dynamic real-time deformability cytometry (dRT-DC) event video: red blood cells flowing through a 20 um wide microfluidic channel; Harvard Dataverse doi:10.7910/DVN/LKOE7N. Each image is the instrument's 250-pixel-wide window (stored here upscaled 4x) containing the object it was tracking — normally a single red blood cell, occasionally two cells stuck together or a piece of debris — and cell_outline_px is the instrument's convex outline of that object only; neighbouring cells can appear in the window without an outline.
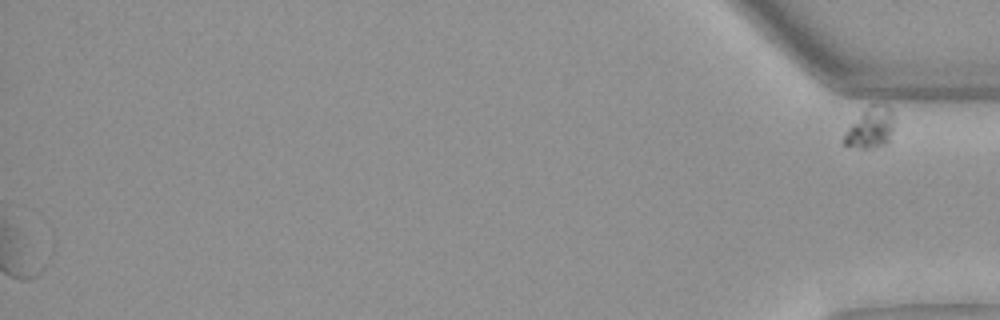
{"species": "Egyptian fruit bat (a non-hibernating species)", "species_latin": "Rousettus aegyptiacus", "temperature_condition": "warm", "stored_images_in_passage": 48, "segment_of_instrument_passage": [2, 2], "camera_frame_rate_fps": 3000, "um_per_image_px": 0.085, "animal": {"sex": "female"}, "frame": {"image": 1, "passage_image": 48, "time_ms": 15.667, "image_size_px": [1000, 320], "cell_outline_px": [[896, 120], [888, 140], [884, 144], [868, 148], [860, 148], [844, 144], [844, 136], [848, 128], [864, 108], [872, 104], [876, 104], [892, 108]], "centroid_in_image_um": [74.03, 10.82], "position_along_channel_um": 361.2, "area_um2": 11.79}}